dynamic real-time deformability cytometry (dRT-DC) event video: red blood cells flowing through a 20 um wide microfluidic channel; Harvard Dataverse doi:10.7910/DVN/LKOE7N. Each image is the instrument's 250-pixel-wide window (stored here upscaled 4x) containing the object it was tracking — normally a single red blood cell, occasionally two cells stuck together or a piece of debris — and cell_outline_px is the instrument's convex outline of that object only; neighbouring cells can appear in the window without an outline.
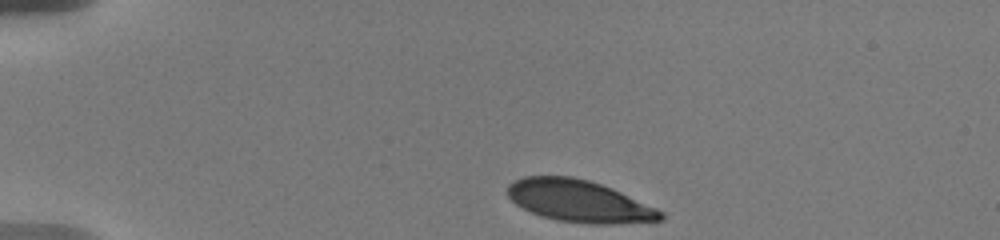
{"species": "human", "species_latin": "Homo sapiens", "temperature_condition": "warm", "stored_images_in_passage": 30, "camera_frame_rate_fps": 3000, "um_per_image_px": 0.085, "donor": {"sex": "male"}, "frame": {"image": 1, "passage_image": 1, "time_ms": 0.0, "image_size_px": [1000, 240], "cell_outline_px": [[664, 220], [616, 224], [588, 224], [556, 220], [540, 216], [516, 204], [508, 196], [508, 184], [512, 180], [524, 176], [572, 176], [588, 180], [612, 188], [656, 208], [664, 212]], "centroid_in_image_um": [49.22, 17.1], "position_along_channel_um": 35.8, "area_um2": 37.51}}
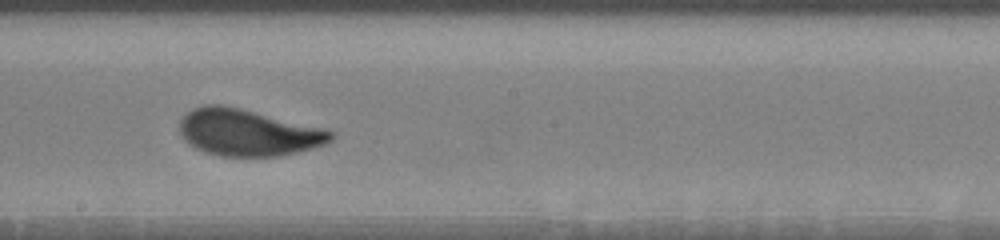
{"frame": {"image": 2, "passage_image": 14, "time_ms": 7.0, "image_size_px": [1000, 240], "cell_outline_px": [[336, 136], [328, 144], [280, 156], [220, 156], [204, 152], [188, 144], [180, 136], [180, 120], [192, 108], [204, 104], [220, 104], [240, 108], [328, 128], [336, 132]], "centroid_in_image_um": [21.12, 11.26], "position_along_channel_um": 227.1, "area_um2": 41.79}}
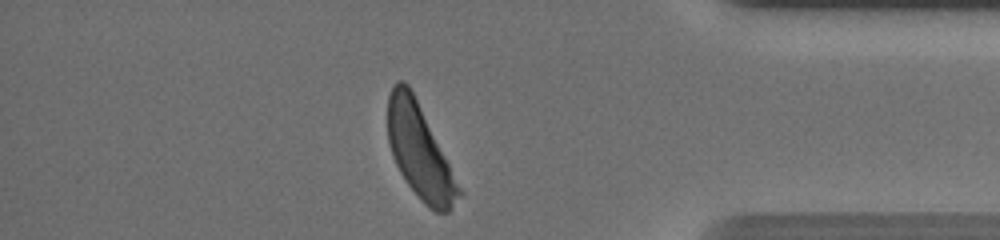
{"frame": {"image": 3, "passage_image": 28, "time_ms": 12.333, "image_size_px": [1000, 240], "cell_outline_px": [[464, 192], [452, 208], [448, 212], [436, 212], [420, 200], [408, 184], [400, 172], [396, 164], [388, 140], [388, 96], [392, 84], [396, 80], [404, 80], [408, 84]], "centroid_in_image_um": [35.68, 12.89], "position_along_channel_um": 399.5, "area_um2": 38.38}, "authors_computed_cell_mechanics": {"area_um2": 40.2866, "velocity_mm_per_s": 3.6273, "shape_relaxation_time_tau1_ms": 3.3526, "shape_relaxation_time_tau2_ms": null, "deformation_change_tau1": 0.165, "deformation_change_tau2": null}}